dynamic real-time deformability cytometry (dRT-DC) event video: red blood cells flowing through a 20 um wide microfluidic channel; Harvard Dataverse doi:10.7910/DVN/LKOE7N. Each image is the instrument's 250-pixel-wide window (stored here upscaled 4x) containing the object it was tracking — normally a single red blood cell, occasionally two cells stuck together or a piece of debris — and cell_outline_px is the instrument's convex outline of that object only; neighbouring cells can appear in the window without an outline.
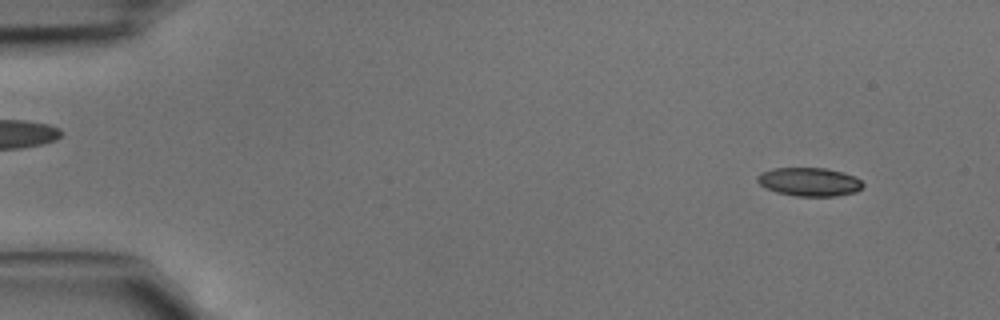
{"species": "common noctule bat (a hibernating species)", "species_latin": "Nyctalus noctula", "temperature_condition": "cold", "stored_images_in_passage": 45, "camera_frame_rate_fps": 3000, "um_per_image_px": 0.085, "animal": {"sex": "male", "body_mass_g": 15.6}, "frame": {"image": 1, "passage_image": 4, "time_ms": 1.0, "image_size_px": [1000, 320], "cell_outline_px": [[864, 184], [856, 192], [836, 196], [796, 196], [776, 192], [764, 188], [756, 180], [756, 176], [760, 172], [772, 168], [824, 168], [844, 172], [856, 176]], "centroid_in_image_um": [68.76, 15.45], "position_along_channel_um": 16.2, "area_um2": 17.74}}
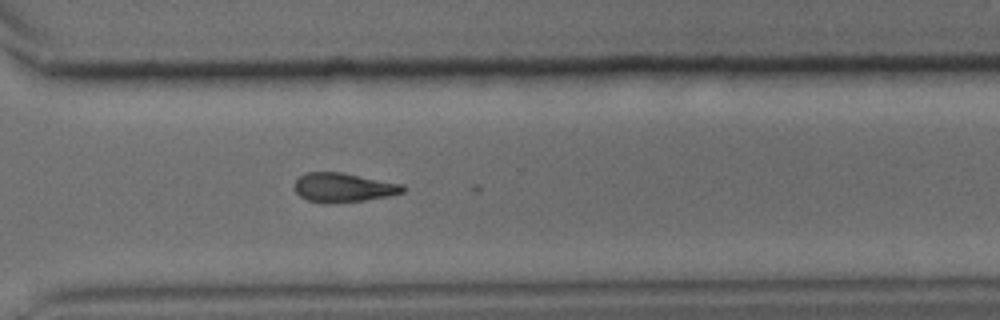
{"frame": {"image": 2, "passage_image": 33, "time_ms": 10.667, "image_size_px": [1000, 320], "cell_outline_px": [[404, 192], [388, 196], [364, 200], [308, 200], [300, 196], [296, 192], [292, 184], [304, 172], [340, 172], [404, 184]], "centroid_in_image_um": [29.19, 15.88], "position_along_channel_um": 341.4, "area_um2": 17.69}}
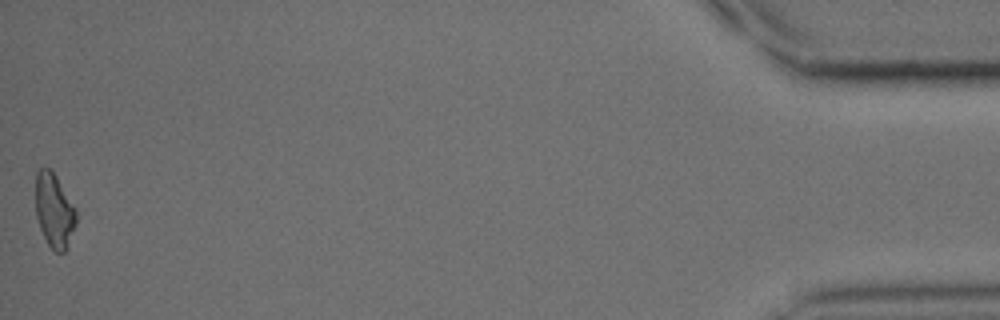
{"frame": {"image": 3, "passage_image": 45, "time_ms": 14.667, "image_size_px": [1000, 320], "cell_outline_px": [[76, 224], [68, 248], [64, 252], [56, 252], [48, 244], [40, 228], [36, 216], [36, 172], [40, 168], [48, 168], [56, 176], [76, 208]], "centroid_in_image_um": [4.62, 17.92], "position_along_channel_um": 430.6, "area_um2": 17.51}}